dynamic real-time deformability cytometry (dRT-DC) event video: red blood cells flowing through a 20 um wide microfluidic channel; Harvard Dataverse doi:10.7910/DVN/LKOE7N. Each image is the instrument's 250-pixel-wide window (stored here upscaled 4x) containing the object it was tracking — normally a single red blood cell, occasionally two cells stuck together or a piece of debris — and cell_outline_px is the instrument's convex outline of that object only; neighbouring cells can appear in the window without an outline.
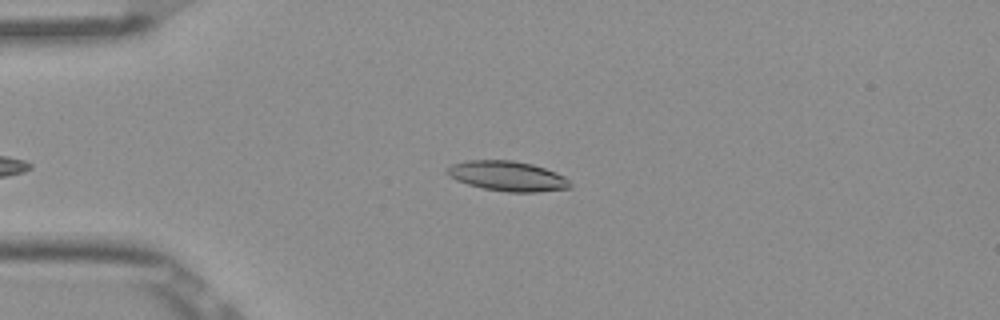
{"species": "Egyptian fruit bat (a non-hibernating species)", "species_latin": "Rousettus aegyptiacus", "temperature_condition": "room temperature", "stored_images_in_passage": 39, "camera_frame_rate_fps": 3000, "um_per_image_px": 0.085, "frame": {"image": 1, "passage_image": 4, "time_ms": 1.0, "image_size_px": [1000, 320], "cell_outline_px": [[572, 188], [540, 192], [508, 192], [484, 188], [468, 184], [456, 180], [448, 176], [444, 172], [452, 164], [468, 160], [512, 160], [532, 164], [556, 172], [564, 176], [572, 184]], "centroid_in_image_um": [43.15, 14.97], "position_along_channel_um": 41.9, "area_um2": 21.56}}
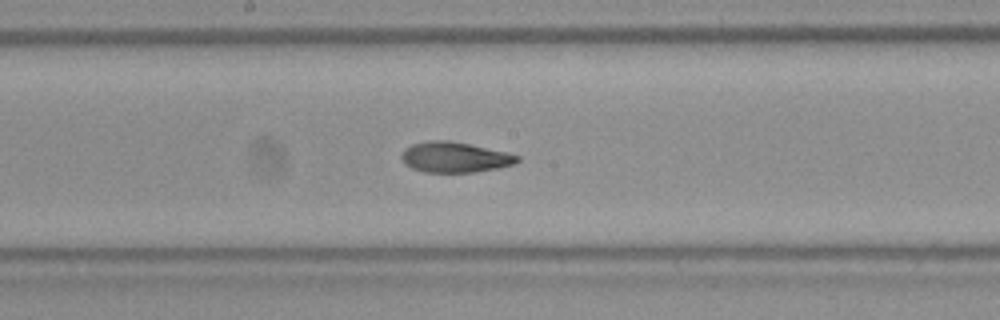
{"frame": {"image": 2, "passage_image": 19, "time_ms": 6.0, "image_size_px": [1000, 320], "cell_outline_px": [[520, 160], [516, 164], [476, 172], [424, 172], [412, 168], [404, 164], [400, 156], [404, 148], [412, 144], [428, 140], [448, 140], [468, 144], [504, 152], [520, 156]], "centroid_in_image_um": [38.61, 13.36], "position_along_channel_um": 209.6, "area_um2": 20.52}}
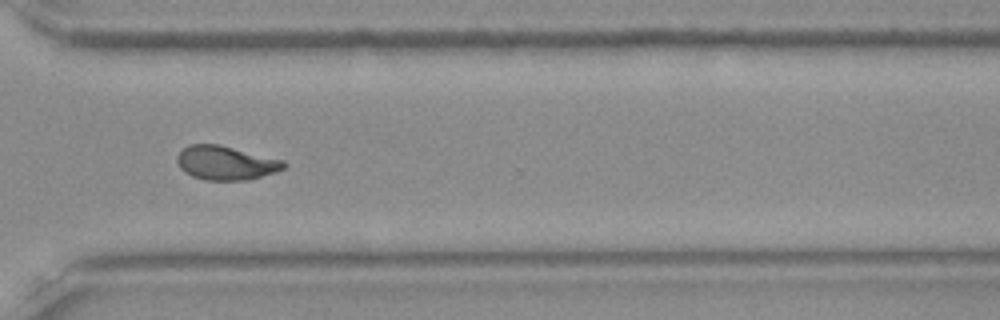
{"frame": {"image": 3, "passage_image": 30, "time_ms": 9.667, "image_size_px": [1000, 320], "cell_outline_px": [[288, 164], [284, 168], [276, 172], [248, 180], [204, 180], [192, 176], [184, 172], [180, 168], [176, 160], [176, 156], [188, 144], [220, 144], [284, 160]], "centroid_in_image_um": [19.2, 13.84], "position_along_channel_um": 351.4, "area_um2": 21.33}, "authors_computed_cell_mechanics": {"area_um2": 20.7502, "velocity_mm_per_s": 3.8738, "shape_relaxation_time_tau1_ms": 9.1205, "shape_relaxation_time_tau2_ms": 1.8395, "deformation_change_tau1": 0.2219, "deformation_change_tau2": 0.0814}}